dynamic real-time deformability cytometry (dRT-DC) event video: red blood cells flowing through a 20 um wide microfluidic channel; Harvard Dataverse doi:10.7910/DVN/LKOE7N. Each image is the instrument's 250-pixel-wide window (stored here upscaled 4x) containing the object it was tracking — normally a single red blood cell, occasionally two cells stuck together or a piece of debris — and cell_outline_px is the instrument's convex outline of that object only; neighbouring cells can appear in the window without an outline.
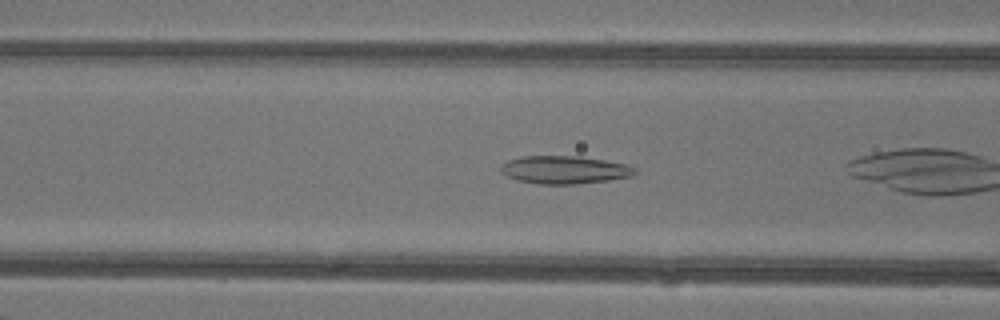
{"species": "common noctule bat (a hibernating species)", "species_latin": "Nyctalus noctula", "temperature_condition": "warm", "stored_images_in_passage": 18, "camera_frame_rate_fps": 3000, "um_per_image_px": 0.085, "animal": {"sex": "female"}, "frame": {"image": 1, "passage_image": 8, "time_ms": 2.333, "image_size_px": [1000, 320], "cell_outline_px": [[636, 172], [632, 176], [608, 180], [576, 184], [536, 184], [520, 180], [508, 176], [500, 172], [500, 164], [508, 160], [520, 156], [580, 156], [628, 164], [636, 168]], "centroid_in_image_um": [47.97, 14.42], "position_along_channel_um": 118.6, "area_um2": 21.91}}